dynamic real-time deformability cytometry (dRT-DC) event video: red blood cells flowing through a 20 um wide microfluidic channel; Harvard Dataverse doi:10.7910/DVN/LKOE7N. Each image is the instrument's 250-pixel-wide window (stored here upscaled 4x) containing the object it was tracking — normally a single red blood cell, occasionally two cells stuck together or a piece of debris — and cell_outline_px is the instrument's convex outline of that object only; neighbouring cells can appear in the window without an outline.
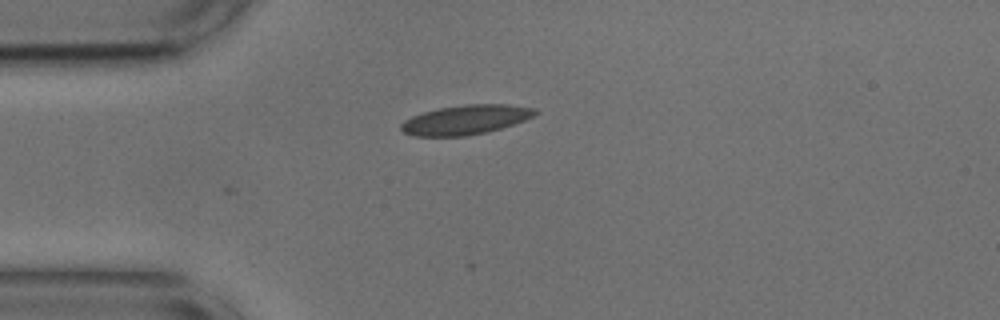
{"species": "common noctule bat (a hibernating species)", "species_latin": "Nyctalus noctula", "temperature_condition": "cold", "stored_images_in_passage": 27, "camera_frame_rate_fps": 3000, "um_per_image_px": 0.085, "animal": {"sex": "male", "body_mass_g": 17.9, "forearm_length_mm": 54.2}, "frame": {"image": 1, "passage_image": 1, "time_ms": 0.0, "image_size_px": [1000, 320], "cell_outline_px": [[540, 112], [524, 120], [488, 132], [464, 136], [412, 136], [404, 132], [400, 128], [400, 124], [404, 120], [412, 116], [424, 112], [440, 108], [464, 104], [508, 104], [536, 108]], "centroid_in_image_um": [39.58, 10.17], "position_along_channel_um": 45.4, "area_um2": 23.0}}
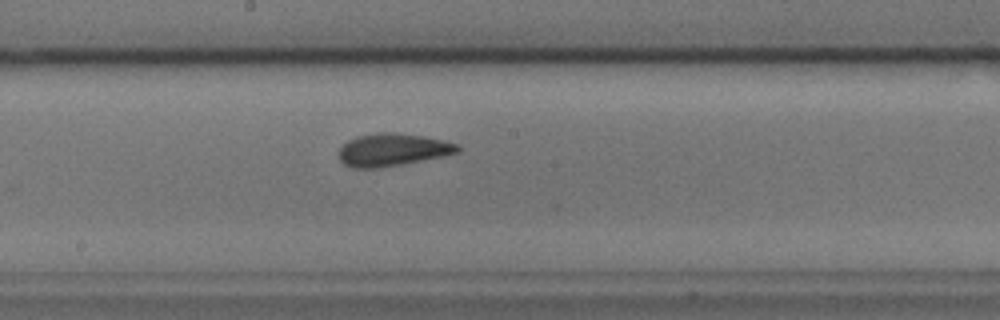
{"frame": {"image": 2, "passage_image": 16, "time_ms": 5.0, "image_size_px": [1000, 320], "cell_outline_px": [[460, 152], [444, 156], [400, 164], [376, 168], [352, 168], [344, 164], [340, 160], [340, 148], [348, 140], [356, 136], [376, 132], [392, 132], [424, 136], [444, 140], [460, 144]], "centroid_in_image_um": [33.39, 12.72], "position_along_channel_um": 214.8, "area_um2": 22.6}}